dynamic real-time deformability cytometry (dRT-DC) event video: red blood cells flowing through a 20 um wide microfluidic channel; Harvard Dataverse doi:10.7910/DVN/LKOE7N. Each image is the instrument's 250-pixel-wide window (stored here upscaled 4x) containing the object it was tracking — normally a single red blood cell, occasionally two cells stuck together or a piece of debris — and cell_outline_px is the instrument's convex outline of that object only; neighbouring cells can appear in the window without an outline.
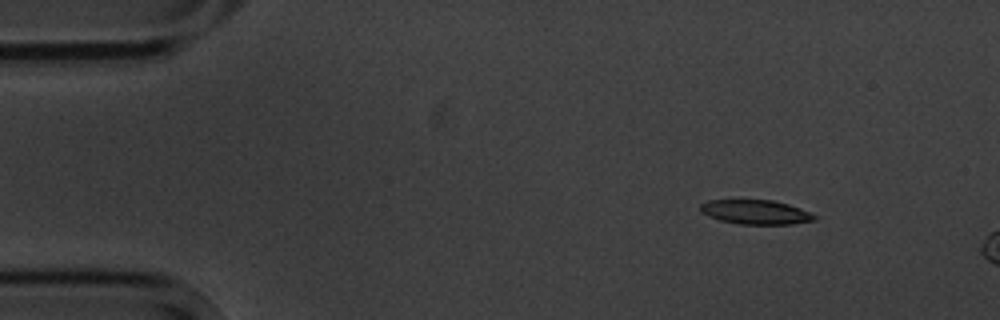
{"species": "common noctule bat (a hibernating species)", "species_latin": "Nyctalus noctula", "temperature_condition": "cold", "stored_images_in_passage": 4, "camera_frame_rate_fps": 3000, "um_per_image_px": 0.085, "animal": {"sex": "male", "body_mass_g": 20.1, "forearm_length_mm": 53.5}, "frame": {"image": 1, "passage_image": 2, "time_ms": 2.0, "image_size_px": [1000, 320], "cell_outline_px": [[816, 220], [792, 224], [740, 224], [720, 220], [708, 216], [700, 212], [700, 204], [708, 200], [772, 200], [788, 204], [800, 208], [816, 216]], "centroid_in_image_um": [64.21, 18.02], "position_along_channel_um": 20.8, "area_um2": 16.13}}